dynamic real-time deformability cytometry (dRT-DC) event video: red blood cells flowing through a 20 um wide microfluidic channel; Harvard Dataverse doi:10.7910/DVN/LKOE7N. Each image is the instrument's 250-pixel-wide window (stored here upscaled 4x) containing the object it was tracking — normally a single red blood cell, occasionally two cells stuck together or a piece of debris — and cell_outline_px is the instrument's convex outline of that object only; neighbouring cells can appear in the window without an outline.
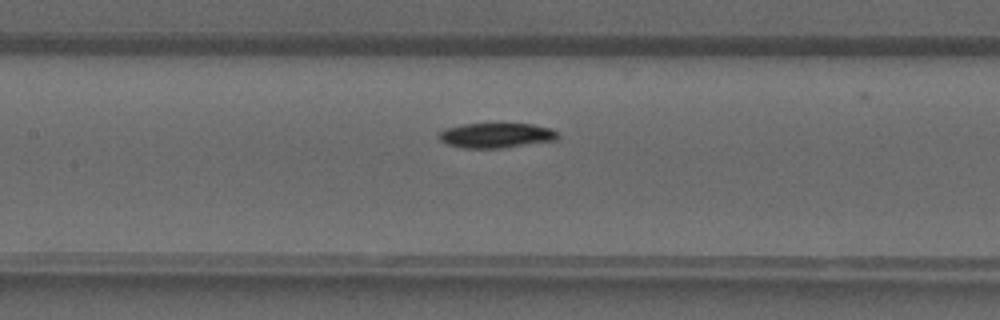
{"species": "common noctule bat (a hibernating species)", "species_latin": "Nyctalus noctula", "temperature_condition": "warm", "stored_images_in_passage": 27, "camera_frame_rate_fps": 3000, "um_per_image_px": 0.085, "animal": {"sex": "male", "forearm_length_mm": 52.5}, "frame": {"image": 1, "passage_image": 9, "time_ms": 2.667, "image_size_px": [1000, 320], "cell_outline_px": [[560, 136], [556, 140], [504, 148], [464, 148], [448, 144], [440, 140], [440, 132], [444, 128], [460, 124], [532, 124], [548, 128], [556, 132]], "centroid_in_image_um": [42.17, 11.51], "position_along_channel_um": 165.2, "area_um2": 17.17}}
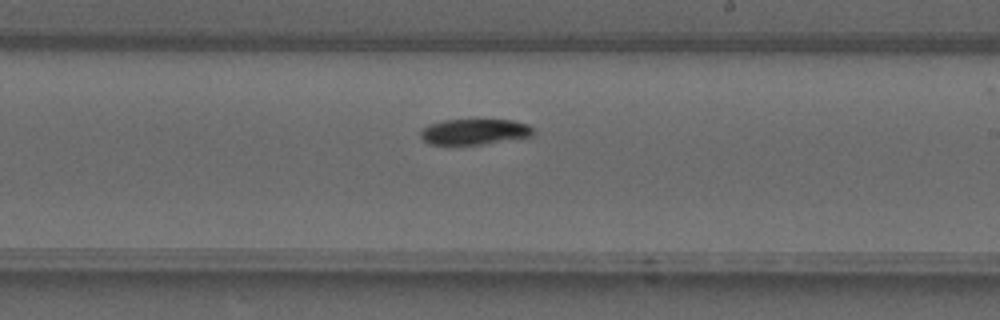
{"frame": {"image": 2, "passage_image": 14, "time_ms": 4.333, "image_size_px": [1000, 320], "cell_outline_px": [[532, 136], [480, 144], [432, 144], [424, 140], [420, 136], [420, 132], [428, 124], [444, 120], [512, 120], [528, 124], [532, 128]], "centroid_in_image_um": [40.31, 11.19], "position_along_channel_um": 248.7, "area_um2": 16.53}}
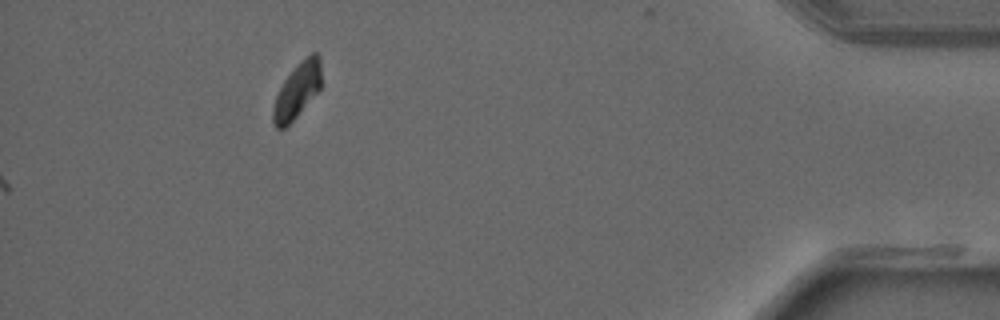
{"frame": {"image": 3, "passage_image": 27, "time_ms": 8.667, "image_size_px": [1000, 320], "cell_outline_px": [[320, 88], [296, 116], [284, 128], [276, 128], [272, 124], [272, 108], [276, 96], [284, 80], [300, 60], [312, 52], [316, 52], [320, 56]], "centroid_in_image_um": [25.23, 7.68], "position_along_channel_um": 410.0, "area_um2": 15.26}}